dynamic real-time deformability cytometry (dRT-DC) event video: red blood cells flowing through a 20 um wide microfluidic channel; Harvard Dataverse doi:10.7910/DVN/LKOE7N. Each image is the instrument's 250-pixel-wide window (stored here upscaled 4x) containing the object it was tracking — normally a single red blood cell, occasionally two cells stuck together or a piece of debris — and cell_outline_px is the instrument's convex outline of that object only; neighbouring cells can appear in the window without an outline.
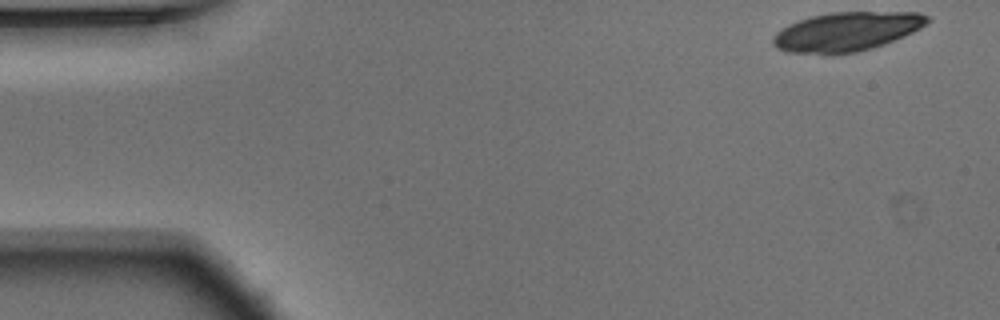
{"species": "Egyptian fruit bat (a non-hibernating species)", "species_latin": "Rousettus aegyptiacus", "temperature_condition": "warm", "stored_images_in_passage": 51, "camera_frame_rate_fps": 3000, "um_per_image_px": 0.085, "animal": {"sex": "male"}, "frame": {"image": 1, "passage_image": 1, "time_ms": 0.0, "image_size_px": [1000, 320], "cell_outline_px": [[932, 20], [920, 28], [904, 36], [884, 44], [872, 48], [856, 52], [832, 56], [788, 52], [776, 48], [772, 44], [772, 36], [776, 32], [788, 24], [812, 16], [832, 12], [920, 12], [928, 16]], "centroid_in_image_um": [71.94, 2.71], "position_along_channel_um": 13.1, "area_um2": 35.66}}